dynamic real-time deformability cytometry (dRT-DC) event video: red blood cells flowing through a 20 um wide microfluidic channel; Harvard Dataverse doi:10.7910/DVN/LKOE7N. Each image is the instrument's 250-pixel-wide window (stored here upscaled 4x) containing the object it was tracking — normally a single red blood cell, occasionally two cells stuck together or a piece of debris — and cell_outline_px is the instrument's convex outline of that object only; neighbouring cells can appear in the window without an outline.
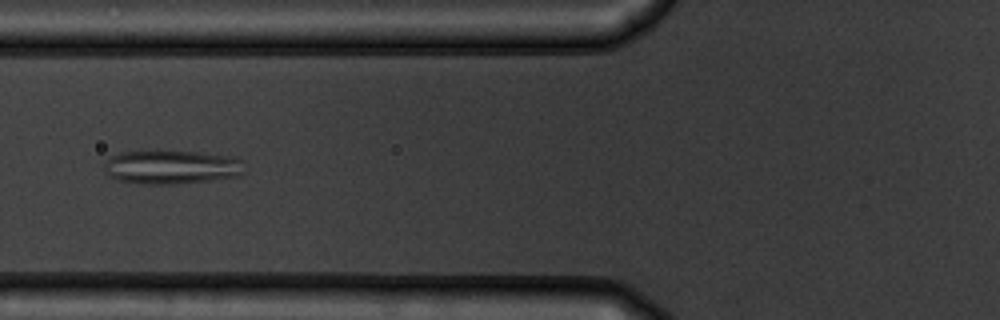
{"species": "common noctule bat (a hibernating species)", "species_latin": "Nyctalus noctula", "temperature_condition": "warm", "stored_images_in_passage": 38, "camera_frame_rate_fps": 3000, "um_per_image_px": 0.085, "animal": {"sex": "male", "body_mass_g": 19.5, "forearm_length_mm": 54.6}, "frame": {"image": 1, "passage_image": 6, "time_ms": 1.667, "image_size_px": [1000, 320], "cell_outline_px": [[244, 172], [240, 176], [212, 180], [176, 184], [140, 184], [116, 180], [108, 176], [104, 164], [112, 156], [120, 152], [196, 152], [236, 156], [244, 160]], "centroid_in_image_um": [14.65, 14.22], "position_along_channel_um": 111.1, "area_um2": 27.74}}
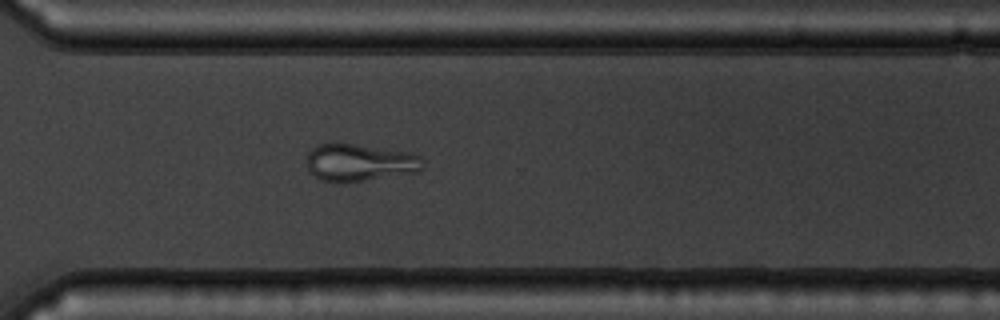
{"frame": {"image": 2, "passage_image": 24, "time_ms": 7.667, "image_size_px": [1000, 320], "cell_outline_px": [[424, 168], [420, 172], [340, 184], [320, 180], [308, 172], [308, 152], [312, 148], [320, 144], [352, 144], [412, 152], [420, 156]], "centroid_in_image_um": [30.59, 13.85], "position_along_channel_um": 340.0, "area_um2": 25.55}}
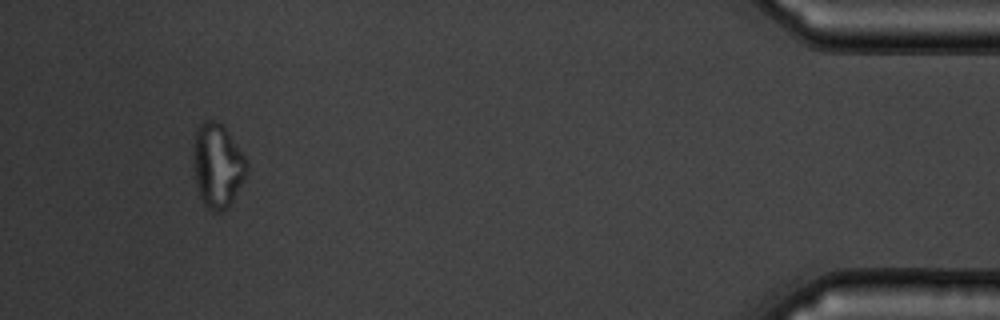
{"frame": {"image": 3, "passage_image": 35, "time_ms": 11.333, "image_size_px": [1000, 320], "cell_outline_px": [[248, 172], [244, 180], [228, 208], [220, 212], [212, 212], [204, 204], [200, 196], [196, 184], [192, 164], [192, 144], [196, 128], [204, 120], [216, 120], [224, 124], [248, 160]], "centroid_in_image_um": [18.48, 14.03], "position_along_channel_um": 416.7, "area_um2": 27.05}, "authors_computed_cell_mechanics": {"area_um2": 25.6343, "velocity_mm_per_s": 3.8261, "shape_relaxation_time_tau1_ms": null, "shape_relaxation_time_tau2_ms": 2.4485, "deformation_change_tau1": null, "deformation_change_tau2": 0.0801}}